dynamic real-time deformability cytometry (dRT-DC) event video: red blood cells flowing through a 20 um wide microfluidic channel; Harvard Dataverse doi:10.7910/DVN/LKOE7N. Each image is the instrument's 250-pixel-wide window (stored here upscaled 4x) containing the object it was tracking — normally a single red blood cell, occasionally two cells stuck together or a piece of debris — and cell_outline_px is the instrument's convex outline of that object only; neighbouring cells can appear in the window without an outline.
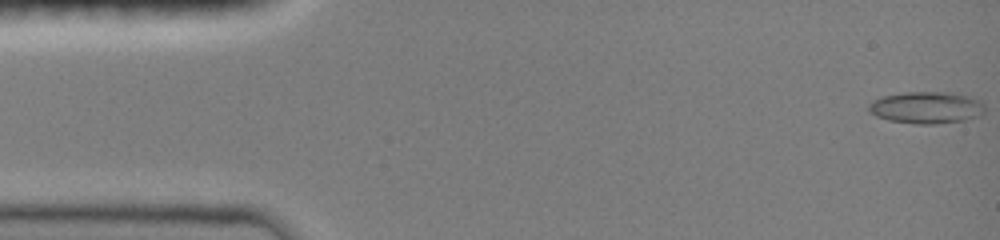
{"species": "common noctule bat (a hibernating species)", "species_latin": "Nyctalus noctula", "temperature_condition": "room temperature", "stored_images_in_passage": 26, "camera_frame_rate_fps": 3000, "um_per_image_px": 0.085, "animal": {"sex": "female", "body_mass_g": 19.0, "forearm_length_mm": 51.5}, "frame": {"image": 1, "passage_image": 1, "time_ms": 0.0, "image_size_px": [1000, 240], "cell_outline_px": [[984, 112], [976, 116], [964, 120], [936, 124], [916, 124], [888, 120], [876, 116], [868, 108], [868, 104], [872, 100], [884, 96], [904, 92], [948, 92], [968, 96], [980, 100], [984, 104]], "centroid_in_image_um": [78.74, 9.14], "position_along_channel_um": 6.3, "area_um2": 21.5}}
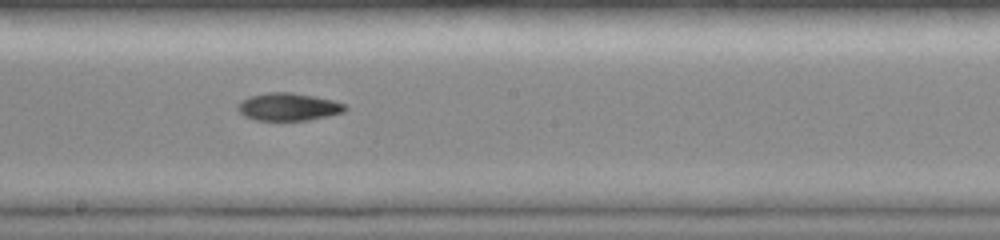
{"frame": {"image": 2, "passage_image": 15, "time_ms": 8.333, "image_size_px": [1000, 240], "cell_outline_px": [[348, 108], [344, 112], [308, 120], [256, 120], [244, 116], [236, 108], [248, 96], [268, 92], [292, 92], [316, 96], [332, 100], [344, 104]], "centroid_in_image_um": [24.52, 9.07], "position_along_channel_um": 223.7, "area_um2": 17.22}}
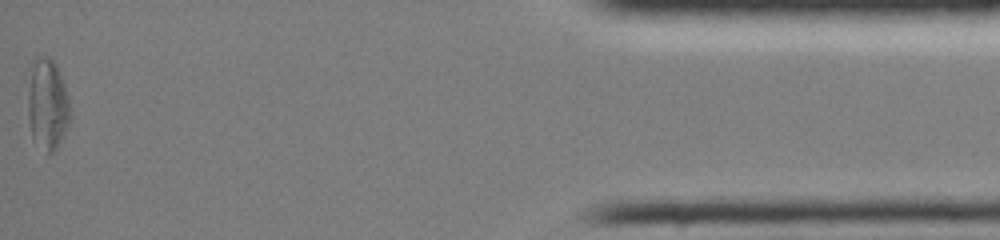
{"frame": {"image": 3, "passage_image": 26, "time_ms": 15.333, "image_size_px": [1000, 240], "cell_outline_px": [[68, 124], [56, 148], [52, 152], [48, 152], [32, 140], [28, 120], [28, 64], [36, 56], [48, 56], [56, 64], [64, 84], [68, 96]], "centroid_in_image_um": [3.96, 8.77], "position_along_channel_um": 431.2, "area_um2": 22.48}, "authors_computed_cell_mechanics": {"area_um2": 17.9758, "velocity_mm_per_s": 4.0808, "shape_relaxation_time_tau1_ms": null, "shape_relaxation_time_tau2_ms": 10.5563, "deformation_change_tau1": null, "deformation_change_tau2": 0.1756}}